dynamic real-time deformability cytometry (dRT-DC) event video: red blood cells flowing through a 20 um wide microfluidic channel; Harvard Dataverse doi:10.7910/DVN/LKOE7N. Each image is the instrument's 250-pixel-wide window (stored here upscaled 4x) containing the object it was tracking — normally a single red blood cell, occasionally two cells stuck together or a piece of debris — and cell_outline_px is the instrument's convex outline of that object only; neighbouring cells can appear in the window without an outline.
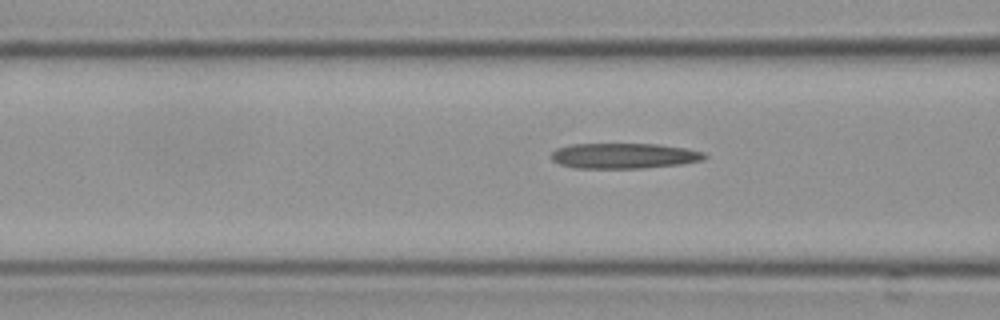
{"species": "Egyptian fruit bat (a non-hibernating species)", "species_latin": "Rousettus aegyptiacus", "temperature_condition": "cold", "stored_images_in_passage": 7, "camera_frame_rate_fps": 3000, "um_per_image_px": 0.085, "frame": {"image": 1, "passage_image": 5, "time_ms": 1.333, "image_size_px": [1000, 320], "cell_outline_px": [[708, 156], [704, 160], [680, 164], [644, 168], [576, 168], [560, 164], [552, 160], [552, 152], [556, 148], [568, 144], [660, 144], [688, 148], [704, 152]], "centroid_in_image_um": [53.07, 13.24], "position_along_channel_um": 113.5, "area_um2": 22.89}}